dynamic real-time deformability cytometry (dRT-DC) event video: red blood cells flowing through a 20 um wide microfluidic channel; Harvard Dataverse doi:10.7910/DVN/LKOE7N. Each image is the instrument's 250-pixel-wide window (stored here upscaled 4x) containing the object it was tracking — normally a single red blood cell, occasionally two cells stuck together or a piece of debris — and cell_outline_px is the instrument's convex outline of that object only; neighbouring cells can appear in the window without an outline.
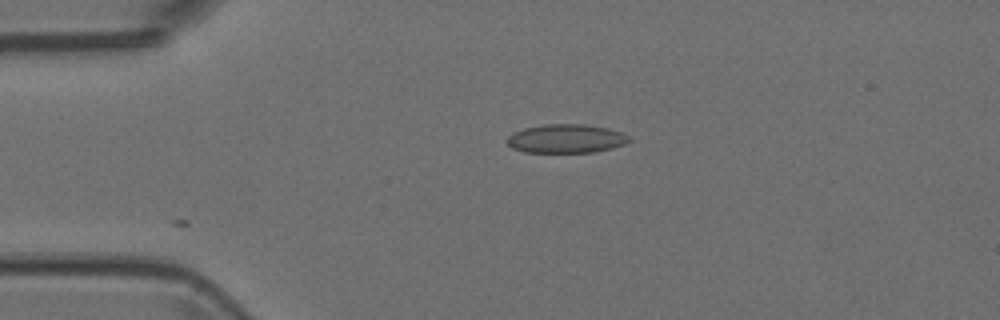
{"species": "Egyptian fruit bat (a non-hibernating species)", "species_latin": "Rousettus aegyptiacus", "temperature_condition": "room temperature", "stored_images_in_passage": 4, "camera_frame_rate_fps": 3000, "um_per_image_px": 0.085, "animal": {"sex": "female"}, "frame": {"image": 1, "passage_image": 4, "time_ms": 1.0, "image_size_px": [1000, 320], "cell_outline_px": [[632, 140], [624, 144], [612, 148], [592, 152], [524, 152], [512, 148], [504, 140], [512, 132], [524, 128], [544, 124], [584, 124], [608, 128], [620, 132], [628, 136]], "centroid_in_image_um": [48.08, 11.78], "position_along_channel_um": 36.9, "area_um2": 20.52}}